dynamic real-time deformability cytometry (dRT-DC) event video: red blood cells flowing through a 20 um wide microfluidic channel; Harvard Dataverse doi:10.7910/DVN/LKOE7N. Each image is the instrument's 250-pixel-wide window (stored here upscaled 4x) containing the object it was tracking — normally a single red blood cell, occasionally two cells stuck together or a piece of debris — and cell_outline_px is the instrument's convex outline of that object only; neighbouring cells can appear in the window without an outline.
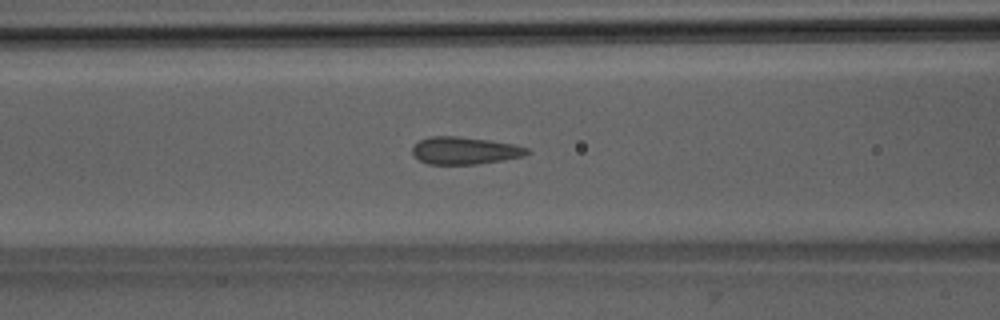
{"species": "Egyptian fruit bat (a non-hibernating species)", "species_latin": "Rousettus aegyptiacus", "temperature_condition": "room temperature", "stored_images_in_passage": 38, "camera_frame_rate_fps": 3000, "um_per_image_px": 0.085, "animal": {"sex": "male"}, "frame": {"image": 1, "passage_image": 8, "time_ms": 2.333, "image_size_px": [1000, 320], "cell_outline_px": [[528, 152], [524, 156], [504, 160], [476, 164], [428, 164], [412, 156], [412, 148], [420, 140], [428, 136], [456, 136], [488, 140], [512, 144], [528, 148]], "centroid_in_image_um": [39.46, 12.8], "position_along_channel_um": 127.1, "area_um2": 18.21}}
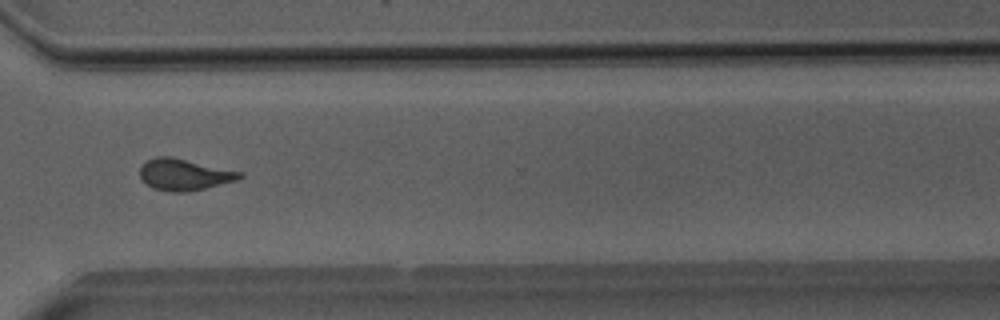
{"frame": {"image": 2, "passage_image": 25, "time_ms": 8.0, "image_size_px": [1000, 320], "cell_outline_px": [[244, 176], [240, 180], [204, 188], [184, 192], [172, 192], [152, 188], [140, 176], [140, 168], [148, 160], [156, 156], [172, 156], [244, 172]], "centroid_in_image_um": [15.72, 14.83], "position_along_channel_um": 354.9, "area_um2": 18.38}}
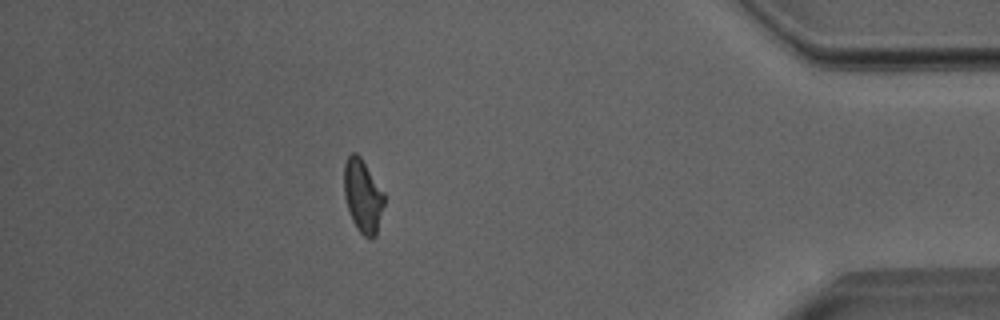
{"frame": {"image": 3, "passage_image": 32, "time_ms": 10.333, "image_size_px": [1000, 320], "cell_outline_px": [[384, 204], [376, 236], [372, 240], [364, 236], [356, 228], [352, 220], [344, 196], [344, 160], [352, 152], [356, 152], [360, 156], [384, 192]], "centroid_in_image_um": [30.83, 16.66], "position_along_channel_um": 404.4, "area_um2": 17.22}, "authors_computed_cell_mechanics": {"area_um2": 17.8313, "velocity_mm_per_s": 4.0251, "shape_relaxation_time_tau1_ms": null, "shape_relaxation_time_tau2_ms": 0.7854, "deformation_change_tau1": null, "deformation_change_tau2": 0.0716}}